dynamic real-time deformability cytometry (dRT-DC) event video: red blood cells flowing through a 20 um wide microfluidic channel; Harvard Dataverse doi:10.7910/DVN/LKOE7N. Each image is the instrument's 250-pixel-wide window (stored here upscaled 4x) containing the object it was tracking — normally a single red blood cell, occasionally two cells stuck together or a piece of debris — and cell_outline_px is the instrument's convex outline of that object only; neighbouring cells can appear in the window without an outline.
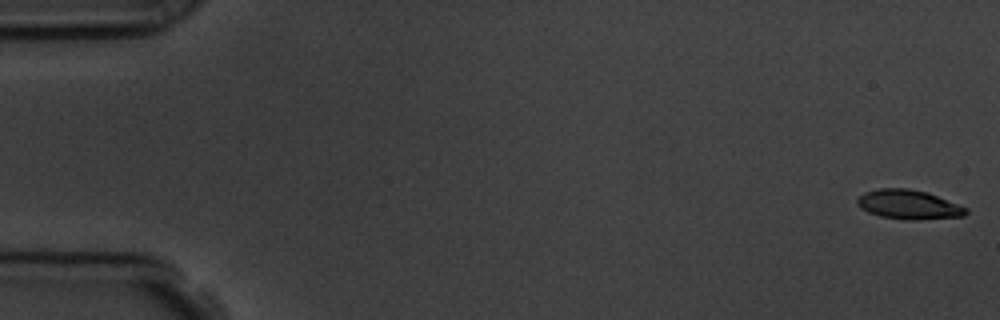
{"species": "common noctule bat (a hibernating species)", "species_latin": "Nyctalus noctula", "temperature_condition": "room temperature", "stored_images_in_passage": 6, "camera_frame_rate_fps": 3000, "um_per_image_px": 0.085, "animal": {"sex": "male", "body_mass_g": 19.5, "forearm_length_mm": 54.6}, "frame": {"image": 1, "passage_image": 1, "time_ms": 0.0, "image_size_px": [1000, 320], "cell_outline_px": [[968, 212], [964, 216], [916, 220], [908, 220], [880, 216], [868, 212], [860, 208], [856, 204], [856, 200], [864, 192], [880, 188], [908, 188], [928, 192], [968, 208]], "centroid_in_image_um": [77.23, 17.38], "position_along_channel_um": 7.8, "area_um2": 18.67}}
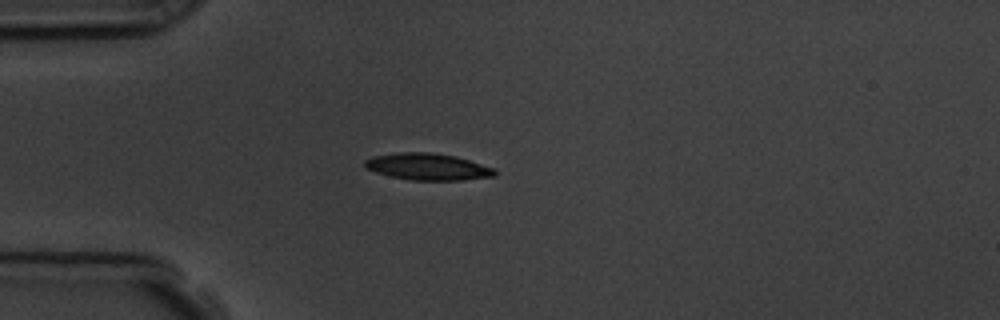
{"frame": {"image": 2, "passage_image": 5, "time_ms": 4.667, "image_size_px": [1000, 320], "cell_outline_px": [[496, 176], [464, 180], [408, 180], [376, 172], [364, 168], [364, 160], [372, 156], [400, 152], [428, 152], [456, 156], [492, 168], [496, 172]], "centroid_in_image_um": [36.32, 14.17], "position_along_channel_um": 48.7, "area_um2": 20.17}}